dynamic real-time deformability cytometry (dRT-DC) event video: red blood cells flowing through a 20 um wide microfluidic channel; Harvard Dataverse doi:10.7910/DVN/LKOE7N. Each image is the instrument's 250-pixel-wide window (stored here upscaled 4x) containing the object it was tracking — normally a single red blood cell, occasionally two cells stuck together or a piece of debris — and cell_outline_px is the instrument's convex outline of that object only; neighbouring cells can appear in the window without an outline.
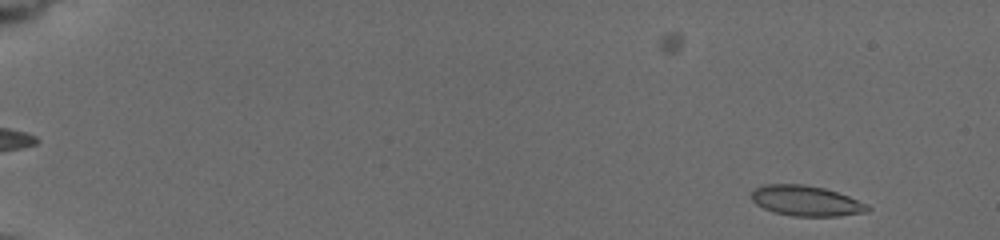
{"species": "common noctule bat (a hibernating species)", "species_latin": "Nyctalus noctula", "temperature_condition": "cold", "stored_images_in_passage": 43, "camera_frame_rate_fps": 3000, "um_per_image_px": 0.085, "animal": {"sex": "female", "body_mass_g": 19.5, "forearm_length_mm": 54.1}, "frame": {"image": 1, "passage_image": 6, "time_ms": 1.333, "image_size_px": [1000, 240], "cell_outline_px": [[872, 208], [868, 212], [840, 216], [792, 216], [772, 212], [756, 204], [752, 200], [752, 192], [756, 188], [764, 184], [804, 184], [824, 188], [848, 196], [868, 204]], "centroid_in_image_um": [68.54, 17.08], "position_along_channel_um": 16.5, "area_um2": 20.63}}
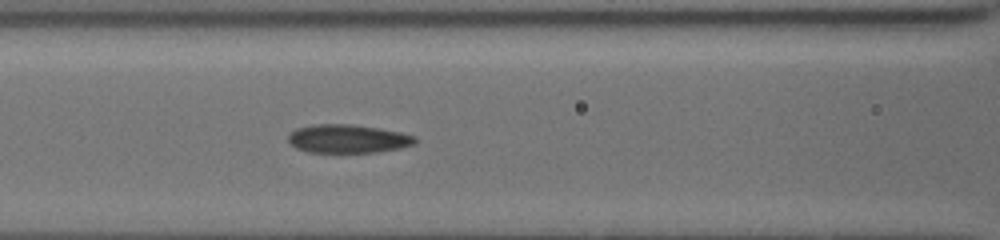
{"frame": {"image": 2, "passage_image": 28, "time_ms": 8.667, "image_size_px": [1000, 240], "cell_outline_px": [[416, 140], [412, 144], [400, 148], [376, 152], [308, 152], [296, 148], [288, 140], [288, 136], [296, 128], [312, 124], [352, 124], [380, 128], [400, 132], [416, 136]], "centroid_in_image_um": [29.55, 11.78], "position_along_channel_um": 137.0, "area_um2": 20.98}}
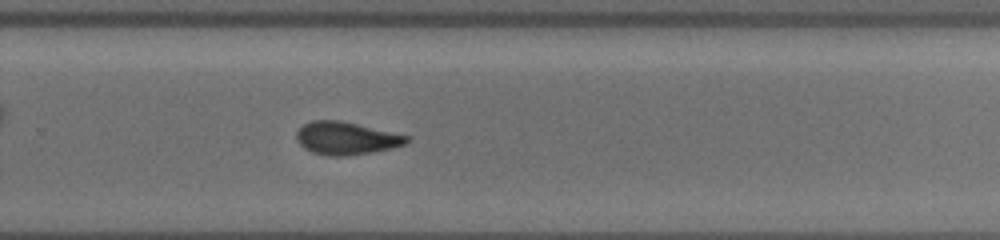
{"frame": {"image": 3, "passage_image": 43, "time_ms": 13.0, "image_size_px": [1000, 240], "cell_outline_px": [[408, 140], [404, 144], [392, 148], [372, 152], [348, 156], [328, 156], [312, 152], [304, 148], [296, 140], [296, 132], [304, 124], [312, 120], [340, 120], [408, 136]], "centroid_in_image_um": [29.37, 11.76], "position_along_channel_um": 300.4, "area_um2": 20.87}}